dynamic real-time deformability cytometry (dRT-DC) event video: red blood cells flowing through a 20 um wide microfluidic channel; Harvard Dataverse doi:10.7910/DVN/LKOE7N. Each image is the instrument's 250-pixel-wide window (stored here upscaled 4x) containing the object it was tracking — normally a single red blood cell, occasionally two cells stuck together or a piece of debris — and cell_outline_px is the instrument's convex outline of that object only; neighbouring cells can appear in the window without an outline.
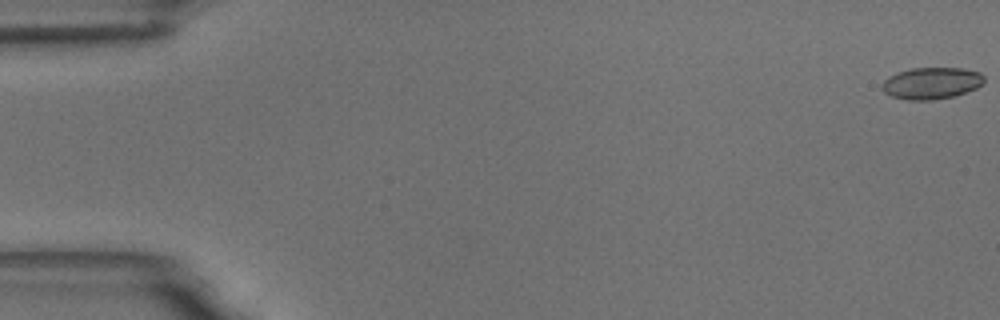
{"species": "common noctule bat (a hibernating species)", "species_latin": "Nyctalus noctula", "temperature_condition": "room temperature", "stored_images_in_passage": 6, "camera_frame_rate_fps": 3000, "um_per_image_px": 0.085, "animal": {"sex": "male", "body_mass_g": 18.8}, "frame": {"image": 1, "passage_image": 1, "time_ms": 0.0, "image_size_px": [1000, 320], "cell_outline_px": [[984, 84], [976, 88], [952, 96], [932, 100], [908, 100], [892, 96], [884, 92], [880, 88], [880, 84], [888, 76], [912, 68], [964, 68], [980, 72], [984, 76]], "centroid_in_image_um": [79.17, 7.06], "position_along_channel_um": 5.8, "area_um2": 18.9}}
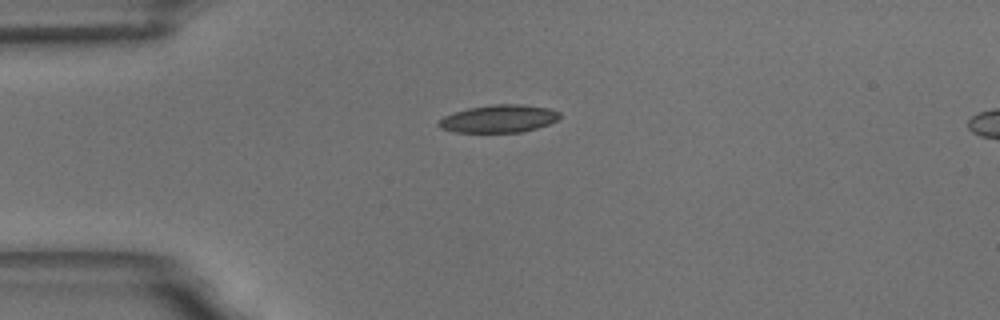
{"frame": {"image": 2, "passage_image": 5, "time_ms": 4.667, "image_size_px": [1000, 320], "cell_outline_px": [[560, 116], [556, 120], [548, 124], [536, 128], [520, 132], [456, 132], [440, 128], [436, 124], [444, 116], [468, 108], [496, 104], [520, 104], [548, 108], [560, 112]], "centroid_in_image_um": [42.39, 10.09], "position_along_channel_um": 42.6, "area_um2": 19.31}}